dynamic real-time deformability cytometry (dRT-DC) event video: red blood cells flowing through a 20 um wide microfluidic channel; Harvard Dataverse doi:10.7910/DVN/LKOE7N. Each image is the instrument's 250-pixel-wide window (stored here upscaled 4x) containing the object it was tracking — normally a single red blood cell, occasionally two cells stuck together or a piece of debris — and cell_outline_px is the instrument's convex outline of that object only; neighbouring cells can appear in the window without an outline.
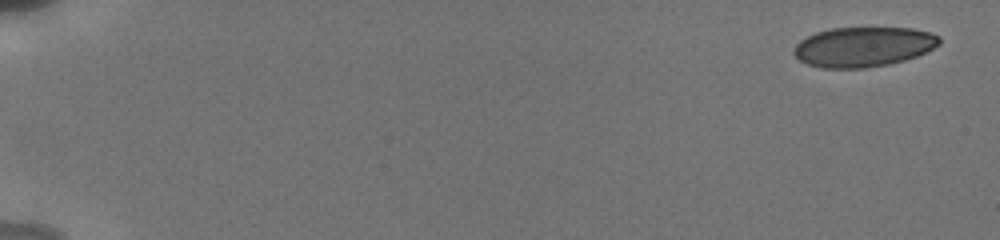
{"species": "human", "species_latin": "Homo sapiens", "temperature_condition": "cold", "stored_images_in_passage": 5, "camera_frame_rate_fps": 3000, "um_per_image_px": 0.085, "donor": {"sex": "male"}, "frame": {"image": 1, "passage_image": 1, "time_ms": 0.0, "image_size_px": [1000, 240], "cell_outline_px": [[940, 44], [916, 56], [904, 60], [888, 64], [864, 68], [824, 68], [808, 64], [800, 60], [792, 52], [792, 48], [800, 40], [816, 32], [832, 28], [912, 28], [928, 32], [940, 36]], "centroid_in_image_um": [73.36, 3.98], "position_along_channel_um": 11.6, "area_um2": 33.64}}